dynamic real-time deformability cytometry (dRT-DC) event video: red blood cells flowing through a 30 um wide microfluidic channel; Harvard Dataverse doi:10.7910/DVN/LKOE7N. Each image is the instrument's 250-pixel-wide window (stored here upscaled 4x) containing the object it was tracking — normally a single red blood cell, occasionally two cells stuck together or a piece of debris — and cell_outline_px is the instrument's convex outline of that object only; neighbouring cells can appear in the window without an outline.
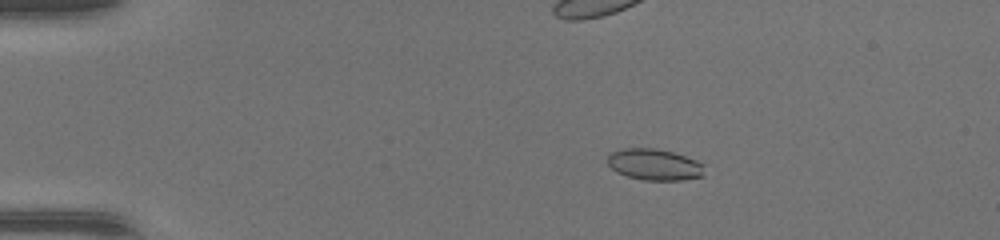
{"species": "common noctule bat (a hibernating species)", "species_latin": "Nyctalus noctula", "temperature_condition": "warm", "stored_images_in_passage": 47, "camera_frame_rate_fps": 3000, "um_per_image_px": 0.085, "animal": {"sex": "female", "body_mass_g": 17.0, "forearm_length_mm": 48.0}, "frame": {"image": 1, "passage_image": 8, "time_ms": 2.333, "image_size_px": [1000, 240], "cell_outline_px": [[704, 176], [680, 180], [644, 180], [628, 176], [616, 172], [608, 164], [608, 152], [620, 148], [656, 148], [672, 152], [696, 160], [704, 164]], "centroid_in_image_um": [55.61, 13.98], "position_along_channel_um": 29.4, "area_um2": 17.8}, "authors_computed_cell_mechanics": {"area_um2": 17.8024, "velocity_mm_per_s": 4.3438, "shape_relaxation_time_tau1_ms": 6.1752, "shape_relaxation_time_tau2_ms": 0.9304, "deformation_change_tau1": 0.2117, "deformation_change_tau2": 0.0547}}